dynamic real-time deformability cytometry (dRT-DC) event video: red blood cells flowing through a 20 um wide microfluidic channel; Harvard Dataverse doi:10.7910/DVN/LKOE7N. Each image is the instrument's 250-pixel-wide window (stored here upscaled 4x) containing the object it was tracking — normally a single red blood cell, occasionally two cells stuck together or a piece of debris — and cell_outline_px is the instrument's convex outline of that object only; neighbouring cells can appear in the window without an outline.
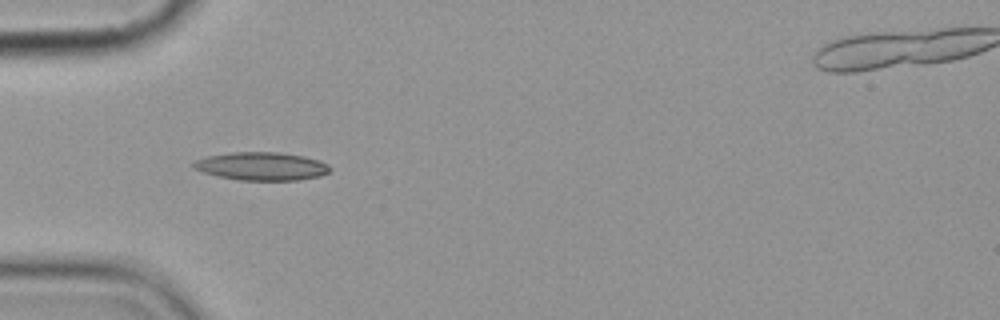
{"species": "common noctule bat (a hibernating species)", "species_latin": "Nyctalus noctula", "temperature_condition": "cold", "stored_images_in_passage": 9, "camera_frame_rate_fps": 3000, "um_per_image_px": 0.085, "animal": {"sex": "female", "body_mass_g": 19.9}, "frame": {"image": 1, "passage_image": 4, "time_ms": 3.667, "image_size_px": [1000, 320], "cell_outline_px": [[332, 168], [328, 172], [320, 176], [300, 180], [240, 180], [216, 176], [192, 168], [192, 164], [196, 160], [208, 156], [232, 152], [280, 152], [304, 156], [328, 164]], "centroid_in_image_um": [22.23, 14.13], "position_along_channel_um": 62.8, "area_um2": 22.37}}
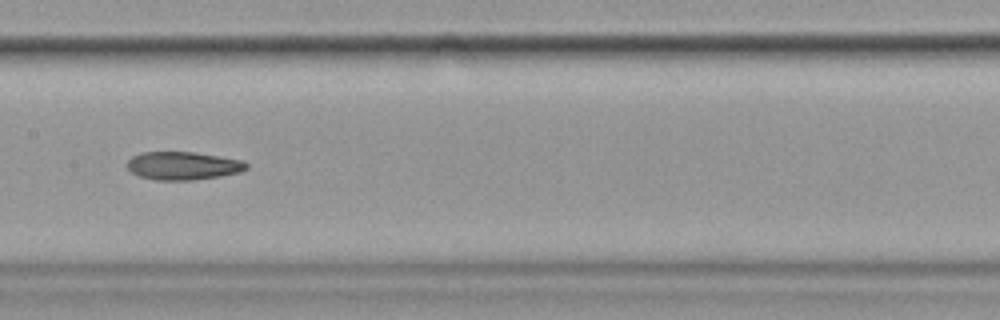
{"frame": {"image": 2, "passage_image": 7, "time_ms": 7.333, "image_size_px": [1000, 320], "cell_outline_px": [[248, 168], [240, 172], [220, 176], [192, 180], [156, 180], [140, 176], [132, 172], [128, 168], [128, 160], [132, 156], [140, 152], [196, 152], [244, 160], [248, 164]], "centroid_in_image_um": [15.59, 14.08], "position_along_channel_um": 191.8, "area_um2": 19.59}}
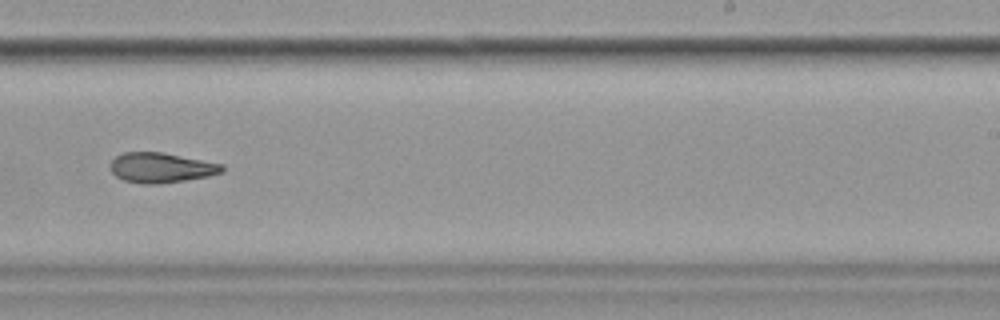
{"frame": {"image": 3, "passage_image": 9, "time_ms": 9.667, "image_size_px": [1000, 320], "cell_outline_px": [[224, 172], [208, 176], [160, 184], [140, 184], [124, 180], [116, 176], [112, 172], [108, 164], [116, 156], [124, 152], [164, 152], [224, 164]], "centroid_in_image_um": [13.69, 14.25], "position_along_channel_um": 275.3, "area_um2": 19.77}}